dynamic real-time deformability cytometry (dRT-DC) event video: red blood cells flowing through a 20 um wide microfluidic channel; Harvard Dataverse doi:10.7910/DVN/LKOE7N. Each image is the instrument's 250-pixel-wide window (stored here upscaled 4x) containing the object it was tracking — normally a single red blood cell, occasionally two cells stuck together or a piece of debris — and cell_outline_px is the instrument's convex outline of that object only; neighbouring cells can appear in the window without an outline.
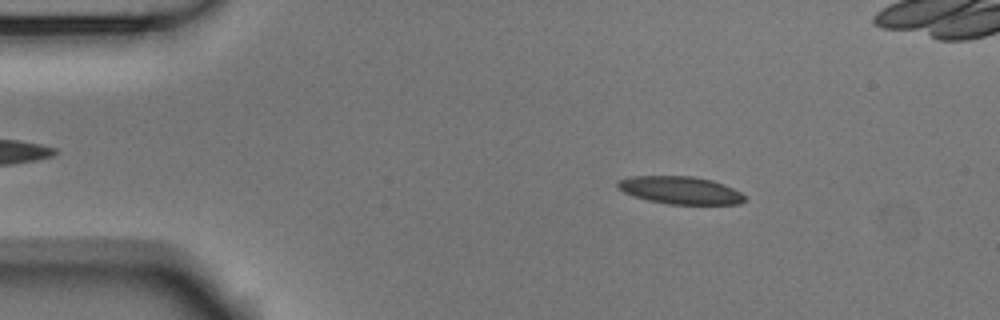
{"species": "Egyptian fruit bat (a non-hibernating species)", "species_latin": "Rousettus aegyptiacus", "temperature_condition": "room temperature", "stored_images_in_passage": 54, "camera_frame_rate_fps": 3000, "um_per_image_px": 0.085, "animal": {"sex": "male"}, "frame": {"image": 1, "passage_image": 8, "time_ms": 2.333, "image_size_px": [1000, 320], "cell_outline_px": [[744, 200], [740, 204], [668, 204], [648, 200], [632, 196], [616, 188], [616, 180], [628, 176], [692, 176], [712, 180], [724, 184], [740, 192], [744, 196]], "centroid_in_image_um": [57.75, 16.16], "position_along_channel_um": 27.2, "area_um2": 20.58}}
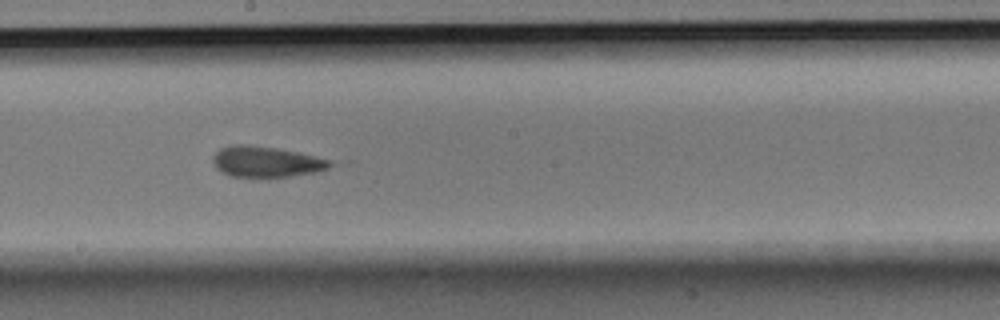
{"frame": {"image": 2, "passage_image": 29, "time_ms": 9.333, "image_size_px": [1000, 320], "cell_outline_px": [[332, 164], [328, 168], [316, 172], [288, 176], [232, 176], [220, 172], [216, 168], [212, 160], [212, 156], [220, 148], [232, 144], [248, 144], [276, 148], [300, 152], [316, 156], [328, 160]], "centroid_in_image_um": [22.57, 13.72], "position_along_channel_um": 225.6, "area_um2": 20.87}}
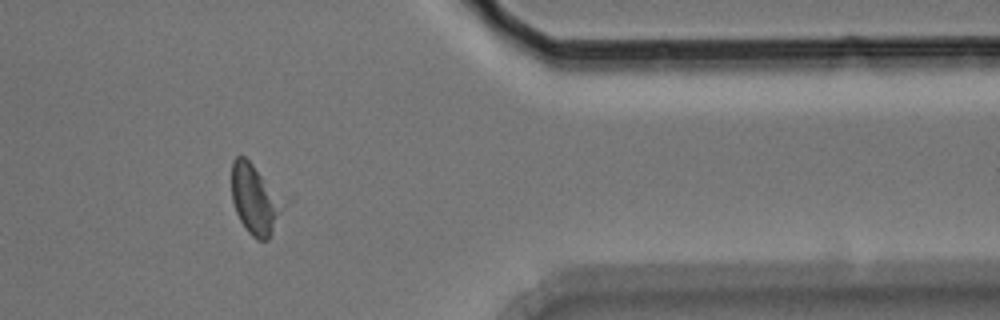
{"frame": {"image": 3, "passage_image": 44, "time_ms": 14.333, "image_size_px": [1000, 320], "cell_outline_px": [[292, 200], [268, 240], [256, 240], [248, 232], [240, 220], [236, 212], [232, 200], [232, 160], [236, 156], [244, 156], [292, 196]], "centroid_in_image_um": [21.87, 16.9], "position_along_channel_um": 389.5, "area_um2": 23.24}, "authors_computed_cell_mechanics": {"area_um2": 21.5883, "velocity_mm_per_s": 3.6973, "shape_relaxation_time_tau1_ms": 2.3109, "shape_relaxation_time_tau2_ms": 3.7671, "deformation_change_tau1": 0.1106, "deformation_change_tau2": 0.1564}}